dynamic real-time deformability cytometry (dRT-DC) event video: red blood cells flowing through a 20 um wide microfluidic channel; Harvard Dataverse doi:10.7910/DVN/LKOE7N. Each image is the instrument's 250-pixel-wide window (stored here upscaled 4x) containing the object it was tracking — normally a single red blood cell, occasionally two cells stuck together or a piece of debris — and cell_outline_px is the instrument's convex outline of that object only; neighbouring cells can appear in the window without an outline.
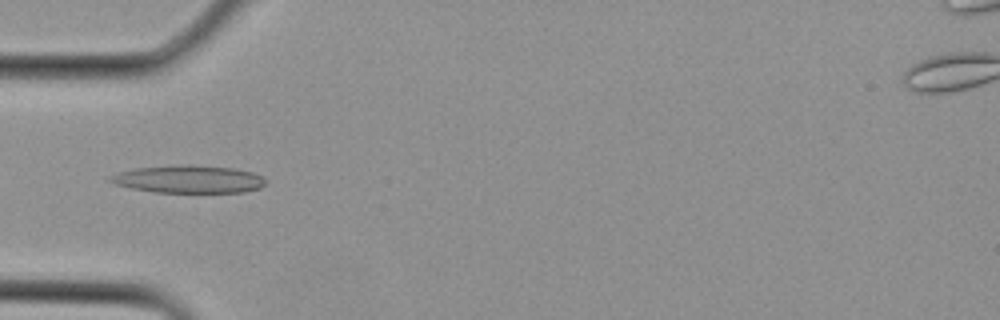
{"species": "Egyptian fruit bat (a non-hibernating species)", "species_latin": "Rousettus aegyptiacus", "temperature_condition": "cold", "stored_images_in_passage": 10, "camera_frame_rate_fps": 3000, "um_per_image_px": 0.085, "animal": {"sex": "female"}, "frame": {"image": 1, "passage_image": 3, "time_ms": 0.667, "image_size_px": [1000, 320], "cell_outline_px": [[264, 184], [260, 188], [244, 192], [156, 192], [132, 188], [116, 184], [108, 180], [108, 176], [120, 172], [136, 168], [184, 164], [188, 164], [232, 168], [252, 172], [264, 176]], "centroid_in_image_um": [16.04, 15.22], "position_along_channel_um": 69.0, "area_um2": 24.91}}
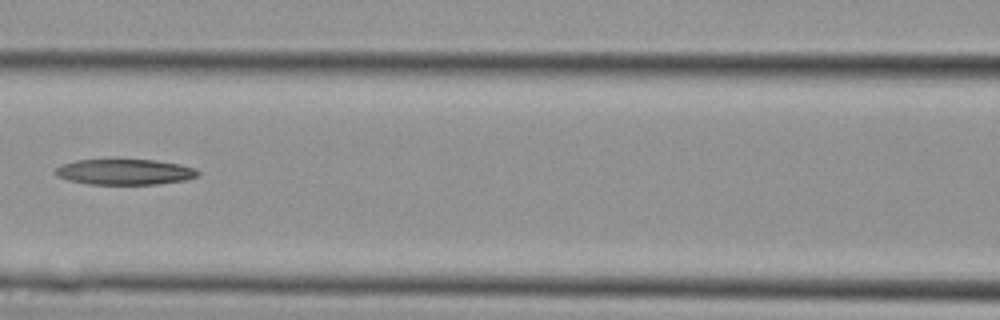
{"frame": {"image": 2, "passage_image": 7, "time_ms": 2.0, "image_size_px": [1000, 320], "cell_outline_px": [[200, 172], [196, 176], [184, 180], [156, 184], [88, 184], [68, 180], [56, 176], [56, 168], [64, 164], [76, 160], [156, 160], [180, 164], [196, 168]], "centroid_in_image_um": [10.62, 14.61], "position_along_channel_um": 156.0, "area_um2": 21.1}}
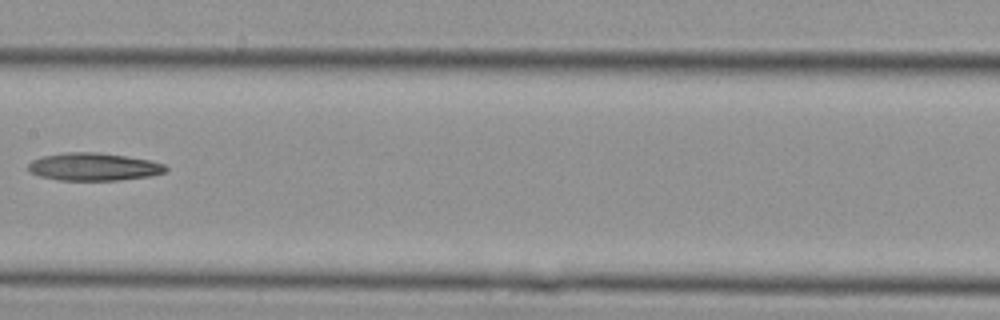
{"frame": {"image": 3, "passage_image": 9, "time_ms": 2.667, "image_size_px": [1000, 320], "cell_outline_px": [[168, 168], [164, 172], [148, 176], [116, 180], [60, 180], [40, 176], [32, 172], [28, 168], [28, 164], [32, 160], [44, 156], [64, 152], [96, 152], [124, 156], [148, 160], [164, 164]], "centroid_in_image_um": [7.94, 14.17], "position_along_channel_um": 199.5, "area_um2": 21.85}}